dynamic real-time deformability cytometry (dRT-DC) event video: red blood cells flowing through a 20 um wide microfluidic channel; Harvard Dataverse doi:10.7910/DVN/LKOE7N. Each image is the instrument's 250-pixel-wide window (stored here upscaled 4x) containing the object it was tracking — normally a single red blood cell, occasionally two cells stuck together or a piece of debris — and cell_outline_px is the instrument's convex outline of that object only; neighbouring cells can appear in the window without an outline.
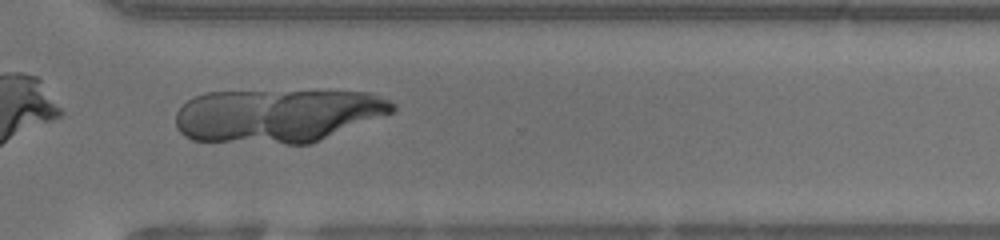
{"species": "human", "species_latin": "Homo sapiens", "temperature_condition": "warm", "stored_images_in_passage": 39, "camera_frame_rate_fps": 3000, "um_per_image_px": 0.085, "donor": {"sex": "female"}, "frame": {"image": 1, "passage_image": 29, "time_ms": 9.333, "image_size_px": [1000, 240], "cell_outline_px": [[396, 108], [392, 112], [312, 144], [284, 144], [192, 140], [184, 136], [176, 128], [176, 112], [188, 100], [204, 92], [372, 92], [396, 104]], "centroid_in_image_um": [23.57, 9.84], "position_along_channel_um": 347.0, "area_um2": 67.34}}